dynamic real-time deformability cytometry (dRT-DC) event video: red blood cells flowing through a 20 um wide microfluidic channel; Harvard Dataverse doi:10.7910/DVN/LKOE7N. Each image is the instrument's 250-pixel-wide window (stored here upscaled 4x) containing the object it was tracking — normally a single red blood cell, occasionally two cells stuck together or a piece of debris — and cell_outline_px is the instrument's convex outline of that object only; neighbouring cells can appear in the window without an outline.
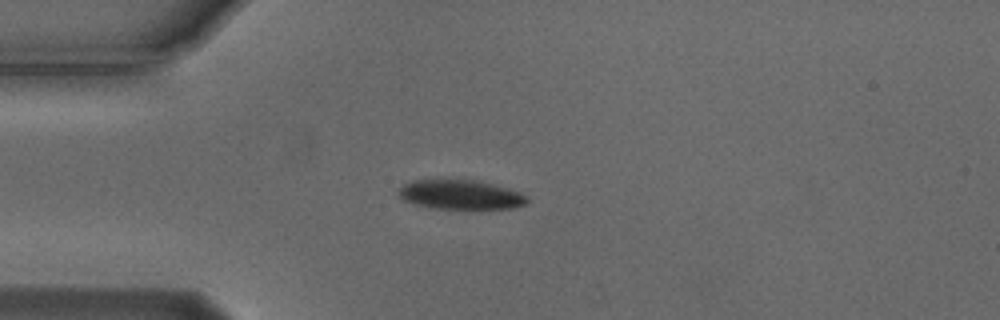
{"species": "Egyptian fruit bat (a non-hibernating species)", "species_latin": "Rousettus aegyptiacus", "temperature_condition": "cold", "stored_images_in_passage": 42, "camera_frame_rate_fps": 3000, "um_per_image_px": 0.085, "animal": {"sex": "male"}, "frame": {"image": 1, "passage_image": 1, "time_ms": 0.0, "image_size_px": [1000, 320], "cell_outline_px": [[528, 204], [512, 208], [472, 212], [436, 208], [412, 204], [404, 200], [396, 192], [404, 184], [412, 180], [476, 180], [508, 188], [520, 192], [528, 196]], "centroid_in_image_um": [39.2, 16.6], "position_along_channel_um": 45.8, "area_um2": 23.0}}
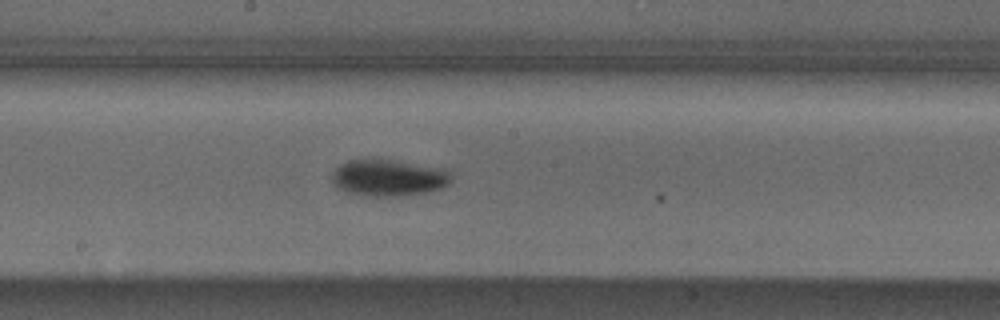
{"frame": {"image": 2, "passage_image": 16, "time_ms": 5.0, "image_size_px": [1000, 320], "cell_outline_px": [[452, 180], [448, 184], [440, 188], [428, 192], [396, 196], [360, 196], [336, 188], [332, 180], [332, 172], [340, 164], [348, 160], [392, 160], [448, 168], [452, 176]], "centroid_in_image_um": [33.05, 15.11], "position_along_channel_um": 215.2, "area_um2": 25.66}}
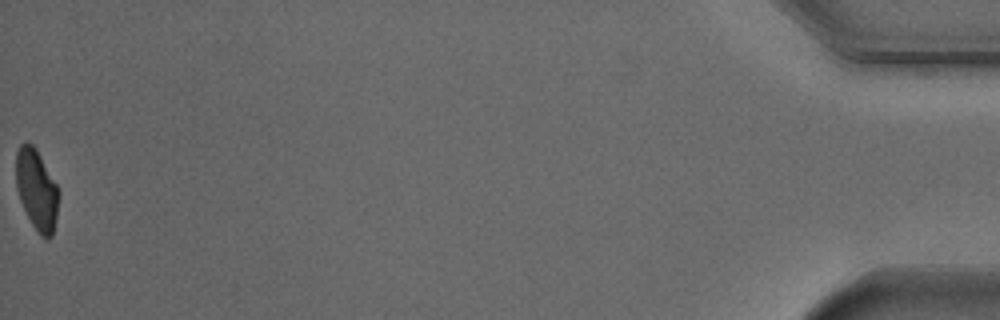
{"frame": {"image": 3, "passage_image": 42, "time_ms": 13.667, "image_size_px": [1000, 320], "cell_outline_px": [[60, 196], [52, 236], [48, 240], [40, 236], [32, 224], [20, 200], [16, 188], [16, 152], [20, 144], [24, 140], [28, 140], [36, 148], [56, 184], [60, 192]], "centroid_in_image_um": [3.11, 16.1], "position_along_channel_um": 432.1, "area_um2": 20.23}, "authors_computed_cell_mechanics": {"area_um2": 24.1315, "velocity_mm_per_s": 3.7282, "shape_relaxation_time_tau1_ms": 1.7566, "shape_relaxation_time_tau2_ms": null, "deformation_change_tau1": 0.1127, "deformation_change_tau2": null}}